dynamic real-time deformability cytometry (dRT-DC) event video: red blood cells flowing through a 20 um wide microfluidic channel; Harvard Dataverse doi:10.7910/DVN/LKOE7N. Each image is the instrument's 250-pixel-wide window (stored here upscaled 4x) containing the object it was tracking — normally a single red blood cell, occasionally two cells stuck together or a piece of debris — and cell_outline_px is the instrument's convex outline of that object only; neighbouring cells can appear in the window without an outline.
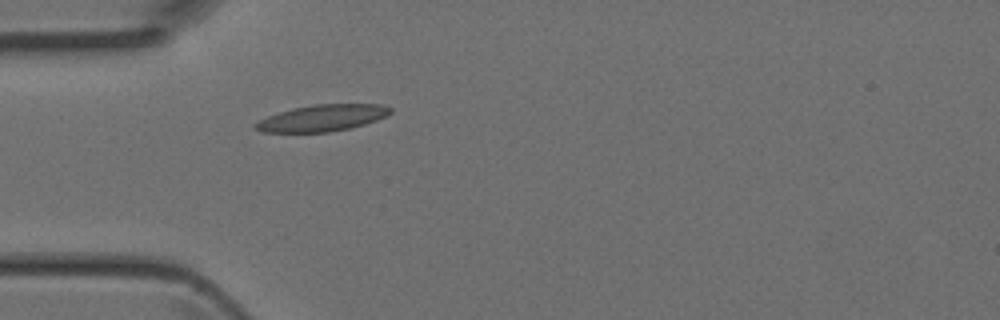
{"species": "Egyptian fruit bat (a non-hibernating species)", "species_latin": "Rousettus aegyptiacus", "temperature_condition": "room temperature", "stored_images_in_passage": 4, "camera_frame_rate_fps": 3000, "um_per_image_px": 0.085, "animal": {"sex": "female"}, "frame": {"image": 1, "passage_image": 4, "time_ms": 1.0, "image_size_px": [1000, 320], "cell_outline_px": [[392, 112], [388, 116], [364, 124], [348, 128], [328, 132], [260, 132], [252, 128], [252, 124], [268, 116], [292, 108], [316, 104], [380, 104], [392, 108]], "centroid_in_image_um": [27.37, 10.03], "position_along_channel_um": 57.6, "area_um2": 20.87}}